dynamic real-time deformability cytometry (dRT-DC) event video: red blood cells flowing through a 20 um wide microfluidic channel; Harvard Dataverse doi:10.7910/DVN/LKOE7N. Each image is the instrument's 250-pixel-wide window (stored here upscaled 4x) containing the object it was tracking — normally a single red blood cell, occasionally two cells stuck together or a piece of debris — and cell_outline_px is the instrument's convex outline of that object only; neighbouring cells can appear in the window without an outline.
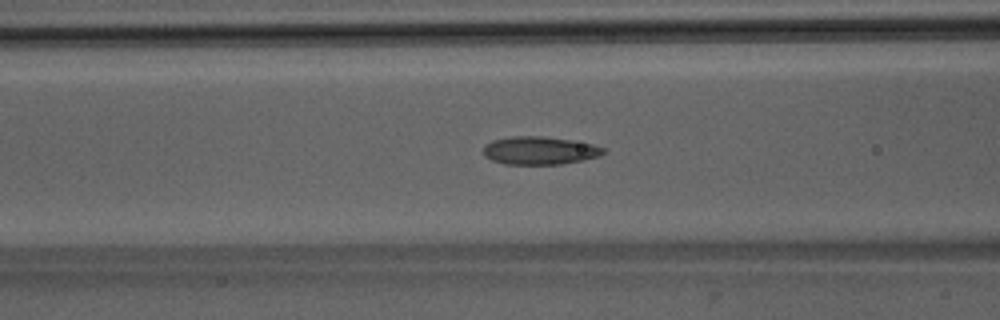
{"species": "Egyptian fruit bat (a non-hibernating species)", "species_latin": "Rousettus aegyptiacus", "temperature_condition": "room temperature", "stored_images_in_passage": 37, "camera_frame_rate_fps": 3000, "um_per_image_px": 0.085, "animal": {"sex": "male"}, "frame": {"image": 1, "passage_image": 11, "time_ms": 3.333, "image_size_px": [1000, 320], "cell_outline_px": [[604, 152], [600, 156], [584, 160], [560, 164], [504, 164], [492, 160], [484, 156], [484, 144], [492, 140], [512, 136], [544, 136], [572, 140], [592, 144], [604, 148]], "centroid_in_image_um": [45.85, 12.79], "position_along_channel_um": 120.7, "area_um2": 19.65}, "authors_computed_cell_mechanics": {"area_um2": 18.6694, "velocity_mm_per_s": 4.0133, "shape_relaxation_time_tau1_ms": 6.0125, "shape_relaxation_time_tau2_ms": 2.0198, "deformation_change_tau1": 0.1923, "deformation_change_tau2": 0.0912}}